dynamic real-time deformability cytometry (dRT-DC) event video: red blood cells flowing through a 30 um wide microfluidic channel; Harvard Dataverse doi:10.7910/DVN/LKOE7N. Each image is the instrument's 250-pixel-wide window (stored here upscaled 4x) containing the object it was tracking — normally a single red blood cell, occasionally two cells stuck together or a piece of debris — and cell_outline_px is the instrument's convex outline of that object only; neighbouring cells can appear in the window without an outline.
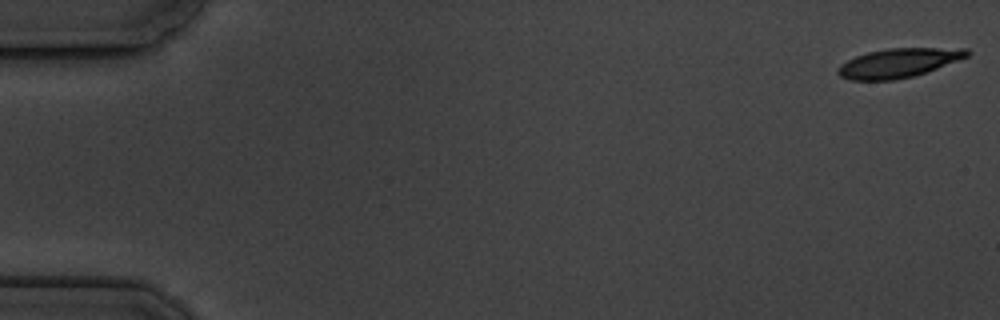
{"species": "common noctule bat (a hibernating species)", "species_latin": "Nyctalus noctula", "temperature_condition": "cold", "stored_images_in_passage": 5, "camera_frame_rate_fps": 3000, "um_per_image_px": 0.085, "animal": {"sex": "male", "body_mass_g": 19.5, "forearm_length_mm": 54.6}, "frame": {"image": 1, "passage_image": 1, "time_ms": 0.0, "image_size_px": [1000, 320], "cell_outline_px": [[972, 52], [968, 56], [936, 68], [912, 76], [892, 80], [848, 80], [840, 76], [836, 72], [840, 64], [856, 56], [868, 52], [888, 48], [968, 48]], "centroid_in_image_um": [76.35, 5.34], "position_along_channel_um": 8.6, "area_um2": 21.73}}
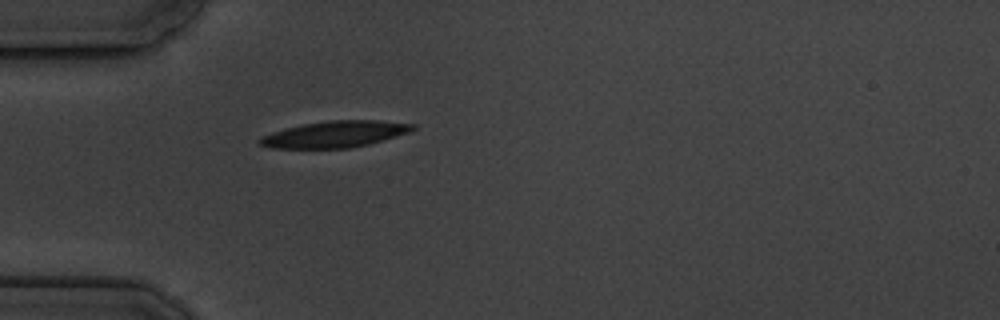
{"frame": {"image": 2, "passage_image": 5, "time_ms": 5.333, "image_size_px": [1000, 320], "cell_outline_px": [[416, 128], [408, 132], [396, 136], [368, 144], [352, 148], [268, 148], [260, 144], [256, 140], [260, 136], [284, 128], [304, 124], [328, 120], [380, 120], [416, 124]], "centroid_in_image_um": [28.43, 11.4], "position_along_channel_um": 56.6, "area_um2": 23.64}}